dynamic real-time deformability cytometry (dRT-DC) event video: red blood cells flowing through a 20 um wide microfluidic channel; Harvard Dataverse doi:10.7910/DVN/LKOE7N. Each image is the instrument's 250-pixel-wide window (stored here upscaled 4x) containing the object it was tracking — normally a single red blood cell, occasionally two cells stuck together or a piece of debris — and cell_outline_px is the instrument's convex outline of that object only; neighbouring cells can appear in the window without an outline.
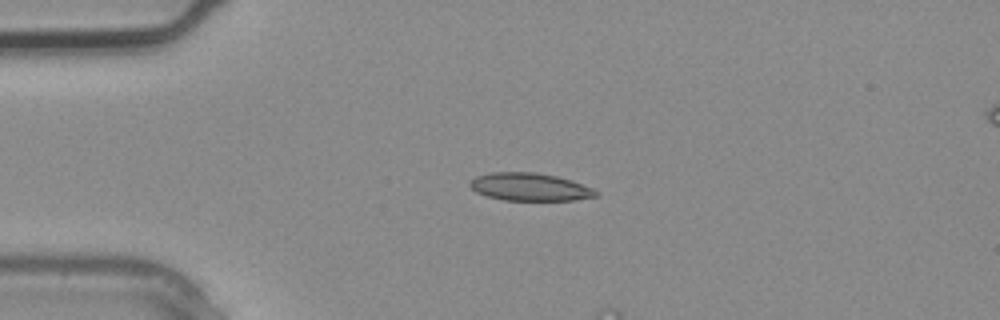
{"species": "common noctule bat (a hibernating species)", "species_latin": "Nyctalus noctula", "temperature_condition": "warm", "stored_images_in_passage": 2, "camera_frame_rate_fps": 3000, "um_per_image_px": 0.085, "animal": {"sex": "male", "body_mass_g": 20.4}, "frame": {"image": 1, "passage_image": 1, "time_ms": 0.0, "image_size_px": [1000, 320], "cell_outline_px": [[600, 192], [596, 196], [576, 200], [504, 200], [488, 196], [476, 192], [468, 184], [476, 176], [492, 172], [536, 172], [556, 176], [572, 180], [592, 188]], "centroid_in_image_um": [45.05, 15.88], "position_along_channel_um": 40.0, "area_um2": 20.35}}